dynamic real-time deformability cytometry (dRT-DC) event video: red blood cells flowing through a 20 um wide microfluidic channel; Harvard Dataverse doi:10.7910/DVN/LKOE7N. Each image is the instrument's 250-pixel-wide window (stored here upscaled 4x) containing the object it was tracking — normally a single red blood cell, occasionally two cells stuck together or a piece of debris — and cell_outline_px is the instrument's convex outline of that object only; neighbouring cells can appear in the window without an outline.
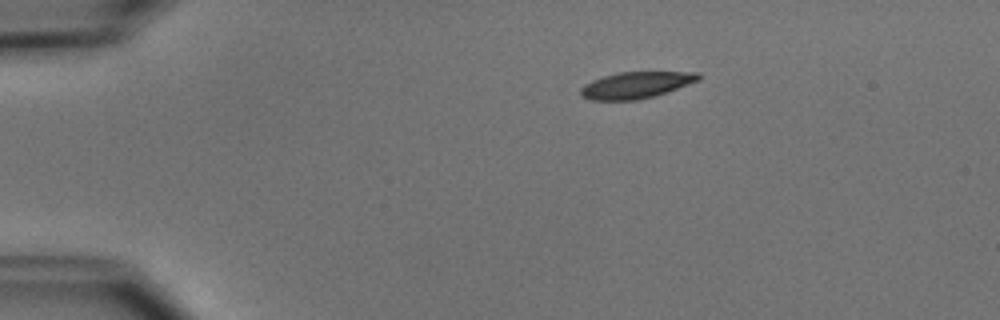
{"species": "common noctule bat (a hibernating species)", "species_latin": "Nyctalus noctula", "temperature_condition": "cold", "stored_images_in_passage": 43, "camera_frame_rate_fps": 3000, "um_per_image_px": 0.085, "animal": {"sex": "male", "body_mass_g": 15.6}, "frame": {"image": 1, "passage_image": 1, "time_ms": 0.0, "image_size_px": [1000, 320], "cell_outline_px": [[700, 80], [668, 92], [656, 96], [636, 100], [592, 100], [580, 96], [580, 88], [584, 84], [592, 80], [604, 76], [620, 72], [700, 72]], "centroid_in_image_um": [54.07, 7.23], "position_along_channel_um": 30.9, "area_um2": 18.32}}
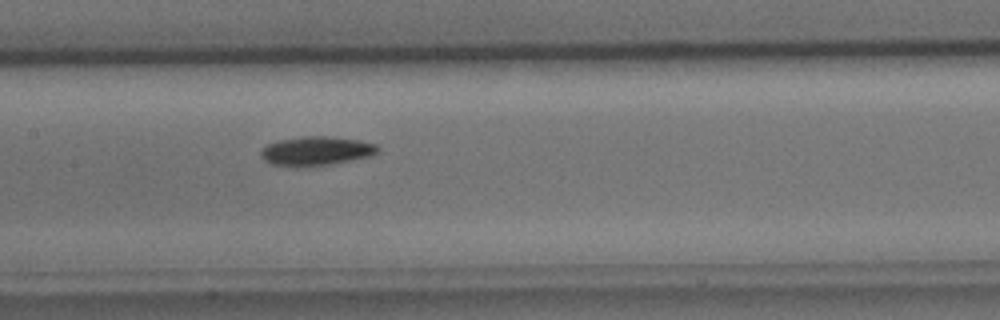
{"frame": {"image": 2, "passage_image": 17, "time_ms": 5.333, "image_size_px": [1000, 320], "cell_outline_px": [[380, 152], [372, 156], [328, 164], [296, 168], [272, 164], [264, 160], [260, 156], [260, 152], [268, 144], [276, 140], [300, 136], [332, 136], [360, 140], [376, 144], [380, 148]], "centroid_in_image_um": [26.88, 12.83], "position_along_channel_um": 180.5, "area_um2": 20.17}}
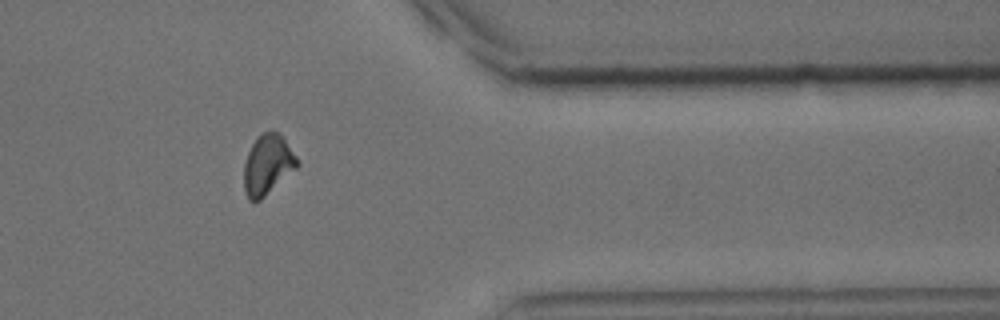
{"frame": {"image": 3, "passage_image": 34, "time_ms": 11.0, "image_size_px": [1000, 320], "cell_outline_px": [[300, 164], [296, 168], [260, 200], [248, 200], [244, 192], [244, 164], [248, 152], [252, 144], [264, 132], [276, 132], [284, 140], [296, 156]], "centroid_in_image_um": [22.73, 14.04], "position_along_channel_um": 388.7, "area_um2": 18.09}, "authors_computed_cell_mechanics": {"area_um2": 18.6116, "velocity_mm_per_s": 3.9005, "shape_relaxation_time_tau1_ms": 2.8613, "shape_relaxation_time_tau2_ms": null, "deformation_change_tau1": 0.1224, "deformation_change_tau2": null}}